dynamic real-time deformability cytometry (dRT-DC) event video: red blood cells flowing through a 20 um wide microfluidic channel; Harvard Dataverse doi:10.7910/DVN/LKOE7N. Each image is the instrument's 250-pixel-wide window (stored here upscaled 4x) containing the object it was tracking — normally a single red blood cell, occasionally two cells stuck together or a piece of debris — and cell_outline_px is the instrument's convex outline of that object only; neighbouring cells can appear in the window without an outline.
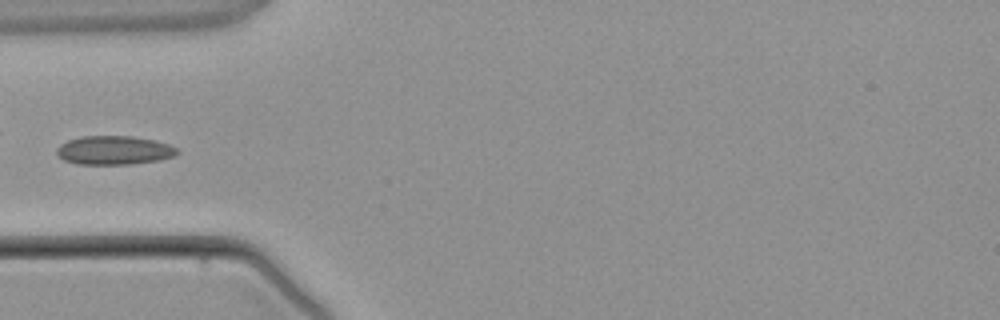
{"species": "common noctule bat (a hibernating species)", "species_latin": "Nyctalus noctula", "temperature_condition": "warm", "stored_images_in_passage": 4, "camera_frame_rate_fps": 3000, "um_per_image_px": 0.085, "animal": {"sex": "male", "body_mass_g": 21.5, "forearm_length_mm": 52.0}, "frame": {"image": 1, "passage_image": 4, "time_ms": 3.667, "image_size_px": [1000, 320], "cell_outline_px": [[180, 152], [176, 156], [160, 160], [128, 164], [76, 164], [64, 160], [56, 156], [56, 148], [60, 144], [68, 140], [80, 136], [132, 136], [152, 140], [168, 144], [176, 148]], "centroid_in_image_um": [9.67, 12.77], "position_along_channel_um": 75.3, "area_um2": 20.35}}